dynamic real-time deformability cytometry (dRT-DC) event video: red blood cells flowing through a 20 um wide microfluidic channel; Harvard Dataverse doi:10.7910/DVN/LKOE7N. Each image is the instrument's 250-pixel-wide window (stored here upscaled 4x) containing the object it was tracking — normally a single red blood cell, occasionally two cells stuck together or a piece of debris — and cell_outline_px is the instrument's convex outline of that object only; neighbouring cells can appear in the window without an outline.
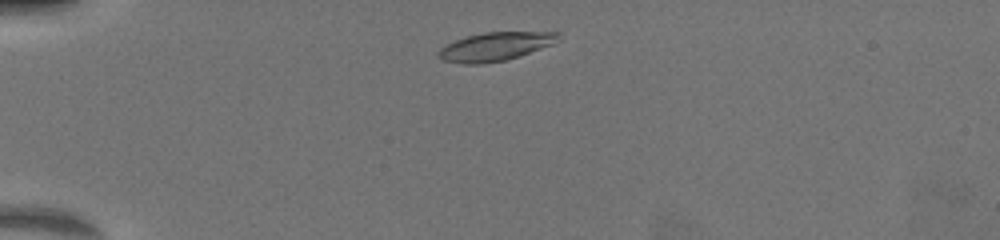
{"species": "common noctule bat (a hibernating species)", "species_latin": "Nyctalus noctula", "temperature_condition": "warm", "stored_images_in_passage": 8, "camera_frame_rate_fps": 3000, "um_per_image_px": 0.085, "animal": {"sex": "female", "body_mass_g": 19.5, "forearm_length_mm": 54.1}, "frame": {"image": 1, "passage_image": 1, "time_ms": 0.0, "image_size_px": [1000, 240], "cell_outline_px": [[560, 40], [552, 44], [504, 60], [480, 64], [464, 64], [440, 60], [436, 56], [436, 52], [440, 48], [456, 40], [468, 36], [484, 32], [560, 32]], "centroid_in_image_um": [42.05, 3.95], "position_along_channel_um": 43.0, "area_um2": 19.71}}